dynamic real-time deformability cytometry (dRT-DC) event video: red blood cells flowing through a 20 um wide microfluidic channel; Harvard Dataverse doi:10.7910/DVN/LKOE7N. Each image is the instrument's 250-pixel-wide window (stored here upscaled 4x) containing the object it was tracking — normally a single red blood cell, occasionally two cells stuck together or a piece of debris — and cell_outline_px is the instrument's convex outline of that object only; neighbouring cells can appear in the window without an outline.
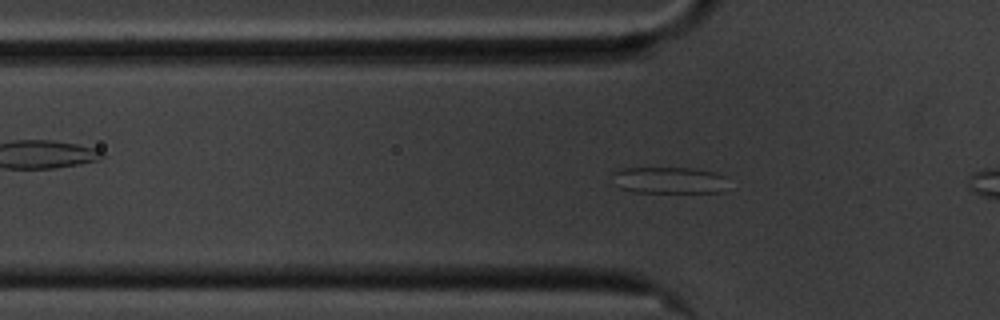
{"species": "common noctule bat (a hibernating species)", "species_latin": "Nyctalus noctula", "temperature_condition": "cold", "stored_images_in_passage": 57, "camera_frame_rate_fps": 3000, "um_per_image_px": 0.085, "animal": {"sex": "male", "body_mass_g": 20.1, "forearm_length_mm": 53.5}, "frame": {"image": 1, "passage_image": 17, "time_ms": 5.333, "image_size_px": [1000, 320], "cell_outline_px": [[728, 176], [724, 192], [632, 192], [620, 188], [612, 172], [624, 168], [692, 168], [716, 172]], "centroid_in_image_um": [56.96, 15.32], "position_along_channel_um": 68.8, "area_um2": 17.98}}
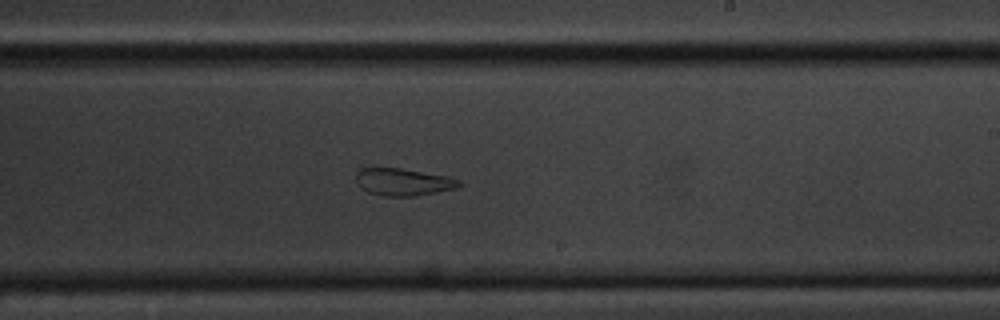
{"frame": {"image": 2, "passage_image": 33, "time_ms": 10.667, "image_size_px": [1000, 320], "cell_outline_px": [[464, 184], [456, 188], [416, 196], [384, 196], [368, 192], [360, 188], [356, 184], [356, 172], [360, 168], [368, 164], [400, 168], [448, 176], [460, 180]], "centroid_in_image_um": [34.18, 15.42], "position_along_channel_um": 254.8, "area_um2": 17.11}}
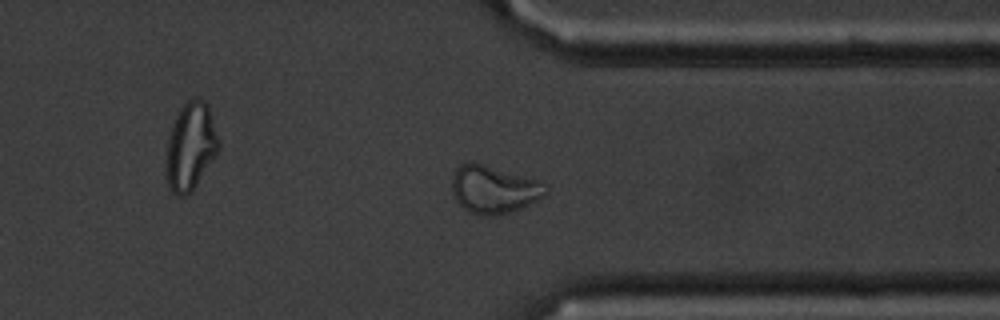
{"frame": {"image": 3, "passage_image": 43, "time_ms": 14.0, "image_size_px": [1000, 320], "cell_outline_px": [[548, 192], [544, 196], [512, 212], [496, 216], [480, 216], [468, 212], [456, 200], [452, 192], [452, 176], [456, 168], [460, 164], [472, 160], [540, 180], [548, 188]], "centroid_in_image_um": [41.96, 16.09], "position_along_channel_um": 369.4, "area_um2": 26.59}, "authors_computed_cell_mechanics": {"area_um2": 23.987, "velocity_mm_per_s": 3.4857, "shape_relaxation_time_tau1_ms": null, "shape_relaxation_time_tau2_ms": 1.6998, "deformation_change_tau1": null, "deformation_change_tau2": 0.0542}}